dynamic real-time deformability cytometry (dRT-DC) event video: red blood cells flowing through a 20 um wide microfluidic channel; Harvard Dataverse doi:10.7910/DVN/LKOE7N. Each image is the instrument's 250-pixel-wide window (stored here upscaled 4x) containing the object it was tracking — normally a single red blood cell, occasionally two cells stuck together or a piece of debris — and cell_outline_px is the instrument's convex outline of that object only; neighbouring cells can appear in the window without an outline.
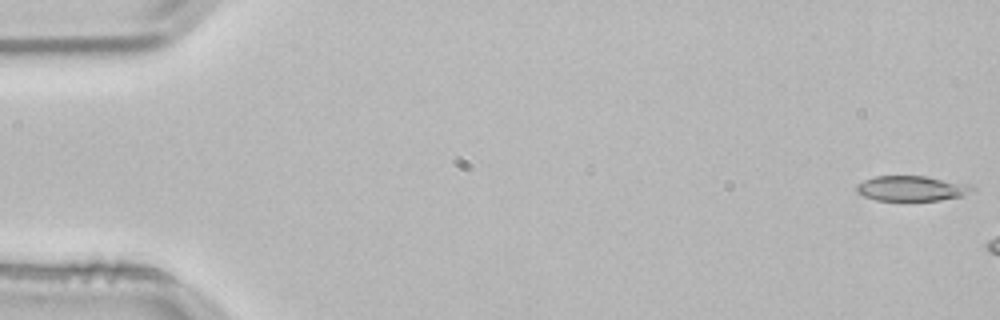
{"species": "common noctule bat (a hibernating species)", "species_latin": "Nyctalus noctula", "temperature_condition": "room temperature", "stored_images_in_passage": 8, "camera_frame_rate_fps": 3000, "um_per_image_px": 0.085, "animal": {"sex": "male", "body_mass_g": 21.5, "forearm_length_mm": 52.0}, "frame": {"image": 1, "passage_image": 1, "time_ms": 0.0, "image_size_px": [1000, 320], "cell_outline_px": [[976, 188], [964, 196], [940, 200], [876, 200], [864, 196], [856, 192], [856, 184], [864, 180], [876, 176], [924, 176], [972, 184]], "centroid_in_image_um": [77.52, 16.01], "position_along_channel_um": 7.5, "area_um2": 17.05}}